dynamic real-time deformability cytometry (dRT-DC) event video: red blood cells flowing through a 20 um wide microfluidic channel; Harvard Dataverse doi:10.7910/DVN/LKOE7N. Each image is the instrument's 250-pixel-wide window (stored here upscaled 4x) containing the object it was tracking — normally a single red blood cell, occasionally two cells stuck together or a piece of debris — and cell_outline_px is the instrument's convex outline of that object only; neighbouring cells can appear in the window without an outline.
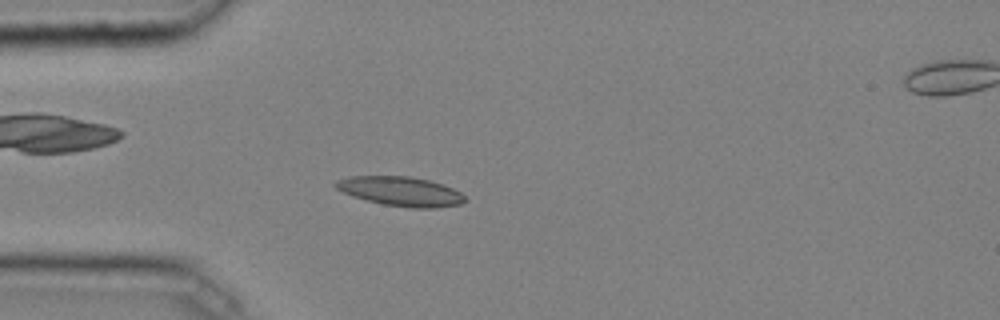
{"species": "common noctule bat (a hibernating species)", "species_latin": "Nyctalus noctula", "temperature_condition": "cold", "stored_images_in_passage": 36, "camera_frame_rate_fps": 3000, "um_per_image_px": 0.085, "animal": {"sex": "male", "body_mass_g": 20.4}, "frame": {"image": 1, "passage_image": 2, "time_ms": 0.333, "image_size_px": [1000, 320], "cell_outline_px": [[468, 200], [460, 204], [436, 208], [412, 208], [384, 204], [352, 196], [336, 188], [332, 184], [336, 180], [348, 176], [408, 176], [428, 180], [444, 184], [460, 192]], "centroid_in_image_um": [34.06, 16.26], "position_along_channel_um": 50.9, "area_um2": 22.14}}
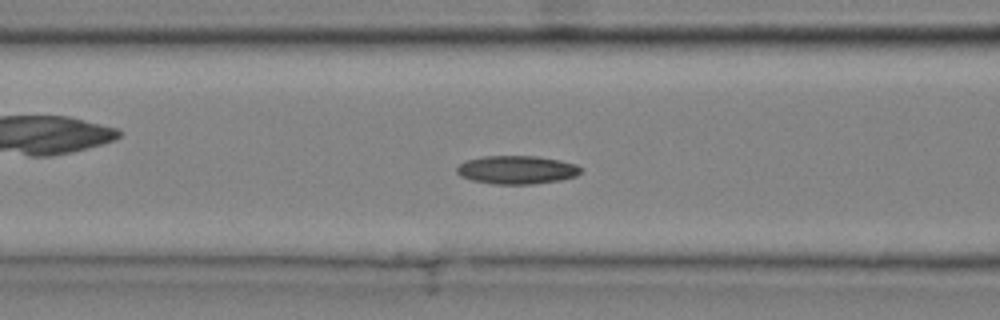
{"frame": {"image": 2, "passage_image": 8, "time_ms": 2.333, "image_size_px": [1000, 320], "cell_outline_px": [[580, 172], [576, 176], [560, 180], [532, 184], [492, 184], [472, 180], [460, 176], [456, 172], [456, 168], [464, 160], [484, 156], [536, 156], [560, 160], [576, 164], [580, 168]], "centroid_in_image_um": [43.89, 14.43], "position_along_channel_um": 122.7, "area_um2": 20.52}}
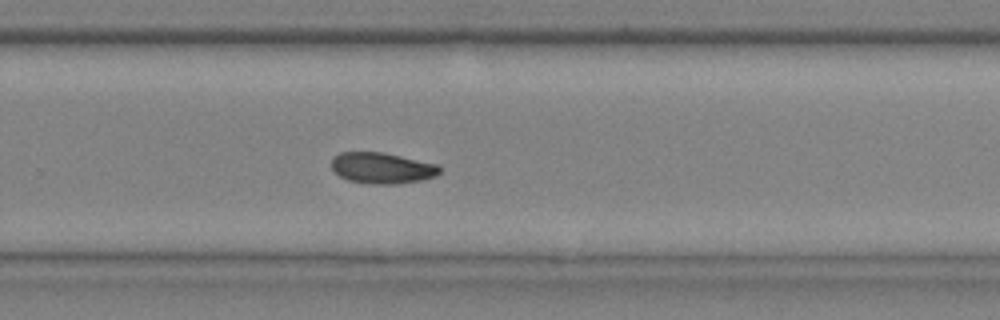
{"frame": {"image": 3, "passage_image": 21, "time_ms": 6.667, "image_size_px": [1000, 320], "cell_outline_px": [[440, 172], [436, 176], [424, 180], [396, 184], [372, 184], [348, 180], [340, 176], [332, 168], [332, 156], [340, 152], [384, 152], [436, 164], [440, 168]], "centroid_in_image_um": [32.47, 14.28], "position_along_channel_um": 297.3, "area_um2": 19.59}}